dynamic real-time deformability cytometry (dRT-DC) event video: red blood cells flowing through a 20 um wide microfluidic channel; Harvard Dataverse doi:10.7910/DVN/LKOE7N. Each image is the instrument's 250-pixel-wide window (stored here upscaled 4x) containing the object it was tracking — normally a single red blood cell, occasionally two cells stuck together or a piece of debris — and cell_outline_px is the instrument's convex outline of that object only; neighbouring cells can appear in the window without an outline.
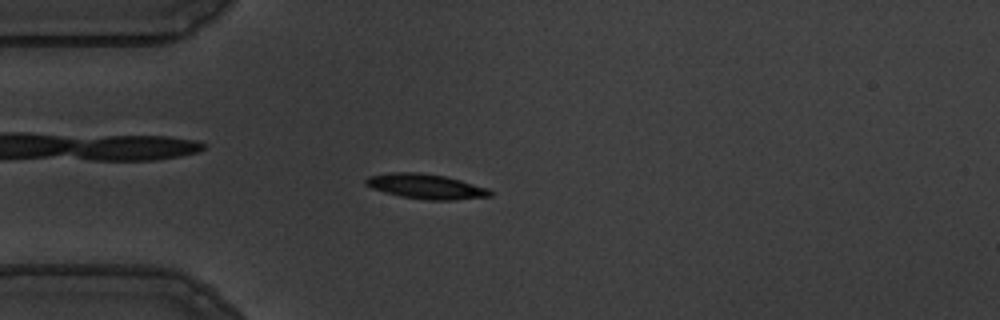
{"species": "common noctule bat (a hibernating species)", "species_latin": "Nyctalus noctula", "temperature_condition": "warm", "stored_images_in_passage": 56, "camera_frame_rate_fps": 3000, "um_per_image_px": 0.085, "animal": {"sex": "male", "body_mass_g": 19.5, "forearm_length_mm": 54.6}, "frame": {"image": 1, "passage_image": 15, "time_ms": 4.667, "image_size_px": [1000, 320], "cell_outline_px": [[492, 196], [452, 200], [424, 200], [400, 196], [372, 188], [364, 184], [364, 180], [368, 176], [392, 172], [420, 172], [444, 176], [460, 180], [488, 188], [492, 192]], "centroid_in_image_um": [36.19, 15.84], "position_along_channel_um": 48.8, "area_um2": 18.03}}
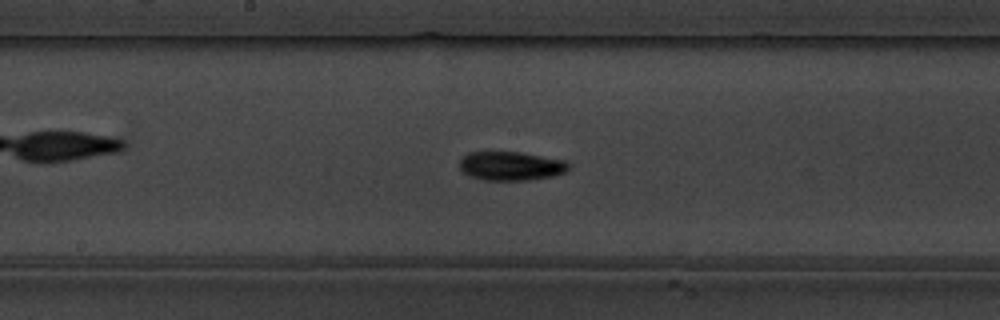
{"frame": {"image": 2, "passage_image": 29, "time_ms": 9.333, "image_size_px": [1000, 320], "cell_outline_px": [[568, 172], [552, 176], [528, 180], [484, 180], [468, 176], [460, 172], [460, 160], [468, 152], [520, 152], [564, 160], [568, 164]], "centroid_in_image_um": [43.39, 14.11], "position_along_channel_um": 204.8, "area_um2": 18.44}}
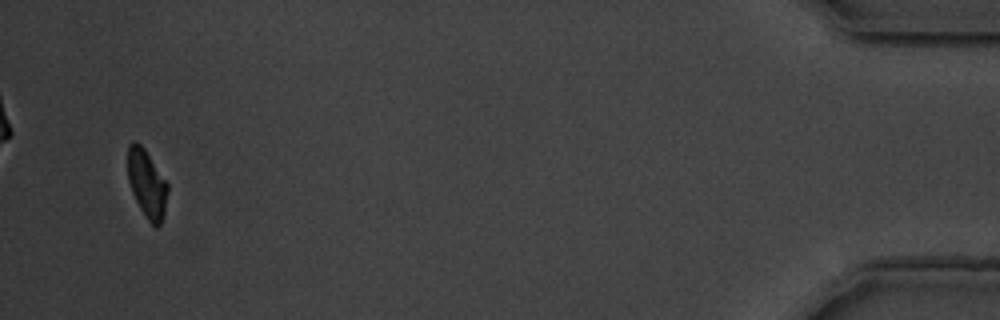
{"frame": {"image": 3, "passage_image": 54, "time_ms": 17.667, "image_size_px": [1000, 320], "cell_outline_px": [[168, 192], [164, 212], [160, 224], [156, 228], [148, 220], [140, 208], [132, 192], [128, 180], [128, 144], [132, 140], [136, 140], [144, 148], [168, 184]], "centroid_in_image_um": [12.48, 15.59], "position_along_channel_um": 422.7, "area_um2": 15.66}, "authors_computed_cell_mechanics": {"area_um2": 17.5134, "velocity_mm_per_s": 3.6052, "shape_relaxation_time_tau1_ms": 3.7722, "shape_relaxation_time_tau2_ms": 5.8374, "deformation_change_tau1": 0.156, "deformation_change_tau2": 0.1028}}